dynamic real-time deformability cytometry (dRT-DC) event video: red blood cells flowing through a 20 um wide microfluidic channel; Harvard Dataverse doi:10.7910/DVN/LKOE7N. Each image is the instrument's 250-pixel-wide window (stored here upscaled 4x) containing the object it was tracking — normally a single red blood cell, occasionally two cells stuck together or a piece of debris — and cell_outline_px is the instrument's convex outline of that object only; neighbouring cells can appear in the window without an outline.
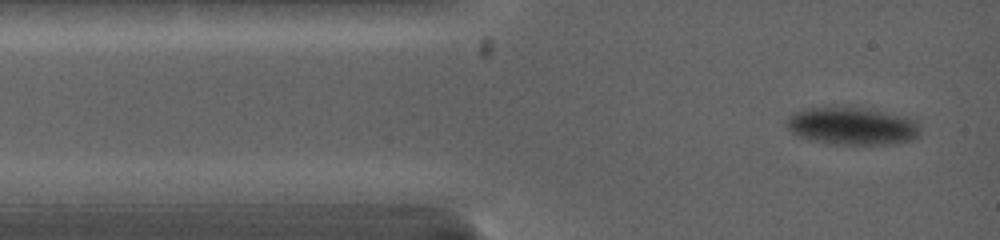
{"species": "common noctule bat (a hibernating species)", "species_latin": "Nyctalus noctula", "temperature_condition": "warm", "stored_images_in_passage": 6, "camera_frame_rate_fps": 5000, "um_per_image_px": 0.085, "animal": {"sex": "female", "body_mass_g": 19.0, "forearm_length_mm": 53.3}, "frame": {"image": 1, "passage_image": 1, "time_ms": 0.0, "image_size_px": [1000, 240], "cell_outline_px": [[920, 136], [912, 140], [888, 144], [832, 144], [808, 140], [796, 136], [784, 124], [788, 116], [792, 112], [808, 108], [868, 108], [904, 116], [916, 120], [920, 128]], "centroid_in_image_um": [72.42, 10.72], "position_along_channel_um": 12.6, "area_um2": 29.48}}
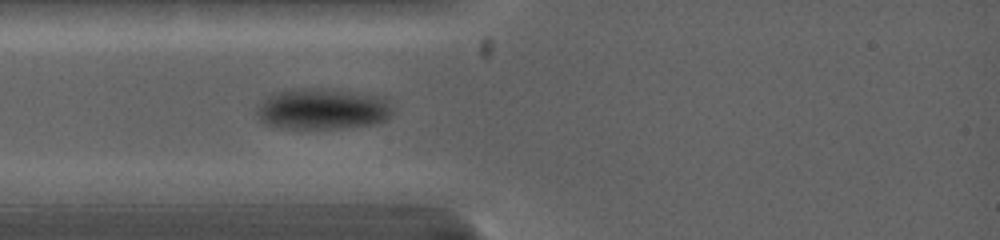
{"frame": {"image": 2, "passage_image": 5, "time_ms": 2.2, "image_size_px": [1000, 240], "cell_outline_px": [[392, 112], [384, 120], [372, 124], [340, 128], [292, 128], [268, 124], [260, 120], [256, 112], [256, 108], [272, 92], [292, 88], [340, 88], [384, 96], [388, 100], [392, 108]], "centroid_in_image_um": [27.44, 9.21], "position_along_channel_um": 57.6, "area_um2": 32.89}}